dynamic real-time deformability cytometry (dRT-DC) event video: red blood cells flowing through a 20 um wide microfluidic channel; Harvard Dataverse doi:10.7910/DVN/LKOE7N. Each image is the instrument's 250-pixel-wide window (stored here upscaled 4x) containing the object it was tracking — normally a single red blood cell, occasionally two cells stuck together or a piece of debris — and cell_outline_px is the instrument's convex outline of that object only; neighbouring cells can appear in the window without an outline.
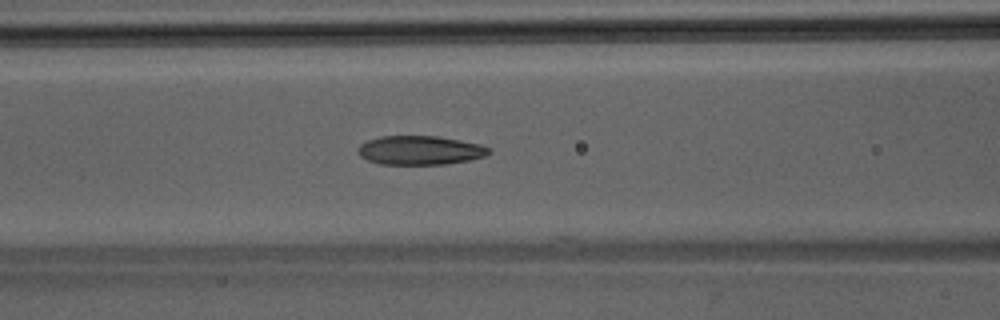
{"species": "Egyptian fruit bat (a non-hibernating species)", "species_latin": "Rousettus aegyptiacus", "temperature_condition": "room temperature", "stored_images_in_passage": 44, "camera_frame_rate_fps": 3000, "um_per_image_px": 0.085, "animal": {"sex": "male"}, "frame": {"image": 1, "passage_image": 18, "time_ms": 5.667, "image_size_px": [1000, 320], "cell_outline_px": [[492, 152], [484, 156], [468, 160], [444, 164], [380, 164], [368, 160], [360, 156], [360, 144], [368, 140], [380, 136], [436, 136], [460, 140], [480, 144], [492, 148]], "centroid_in_image_um": [35.74, 12.77], "position_along_channel_um": 130.9, "area_um2": 21.96}}
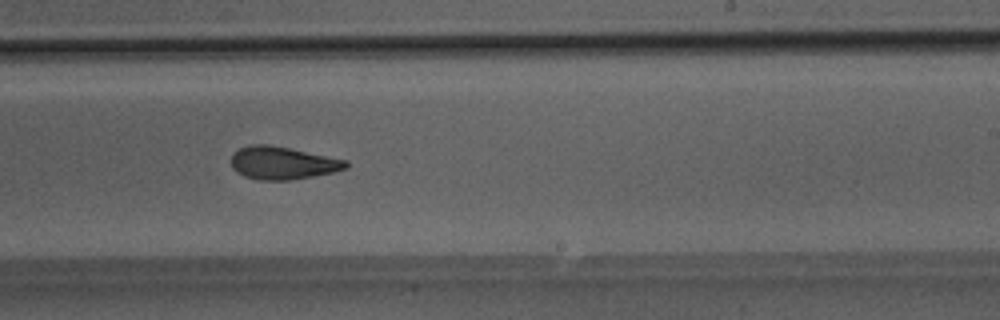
{"frame": {"image": 2, "passage_image": 27, "time_ms": 8.667, "image_size_px": [1000, 320], "cell_outline_px": [[348, 168], [332, 172], [292, 180], [260, 180], [244, 176], [236, 172], [232, 168], [232, 152], [248, 144], [268, 144], [348, 160]], "centroid_in_image_um": [23.99, 13.85], "position_along_channel_um": 265.0, "area_um2": 21.91}}
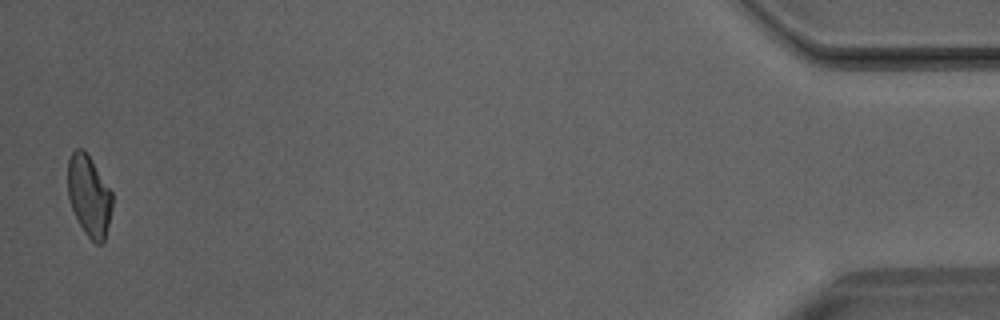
{"frame": {"image": 3, "passage_image": 44, "time_ms": 14.333, "image_size_px": [1000, 320], "cell_outline_px": [[112, 208], [104, 240], [100, 244], [96, 244], [84, 232], [72, 208], [68, 196], [68, 160], [72, 152], [76, 148], [80, 148], [88, 156], [112, 192]], "centroid_in_image_um": [7.56, 16.66], "position_along_channel_um": 427.6, "area_um2": 20.46}}